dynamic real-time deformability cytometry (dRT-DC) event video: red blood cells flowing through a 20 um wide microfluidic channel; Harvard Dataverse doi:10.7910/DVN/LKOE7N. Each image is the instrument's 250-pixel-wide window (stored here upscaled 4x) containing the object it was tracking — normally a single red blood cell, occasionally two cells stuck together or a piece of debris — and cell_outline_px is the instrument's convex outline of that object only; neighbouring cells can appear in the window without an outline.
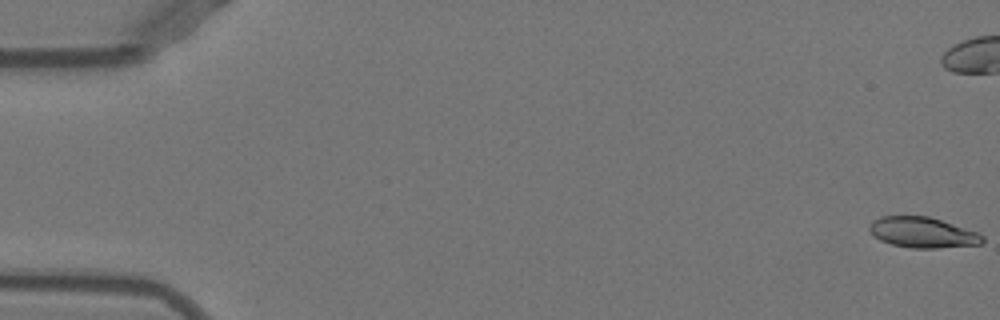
{"species": "Egyptian fruit bat (a non-hibernating species)", "species_latin": "Rousettus aegyptiacus", "temperature_condition": "warm", "stored_images_in_passage": 53, "camera_frame_rate_fps": 3000, "um_per_image_px": 0.085, "animal": {"sex": "female"}, "frame": {"image": 1, "passage_image": 1, "time_ms": 0.0, "image_size_px": [1000, 320], "cell_outline_px": [[984, 240], [980, 244], [936, 248], [912, 248], [892, 244], [880, 240], [872, 236], [868, 228], [872, 220], [880, 216], [928, 216], [980, 232], [984, 236]], "centroid_in_image_um": [78.41, 19.75], "position_along_channel_um": 6.6, "area_um2": 20.29}}
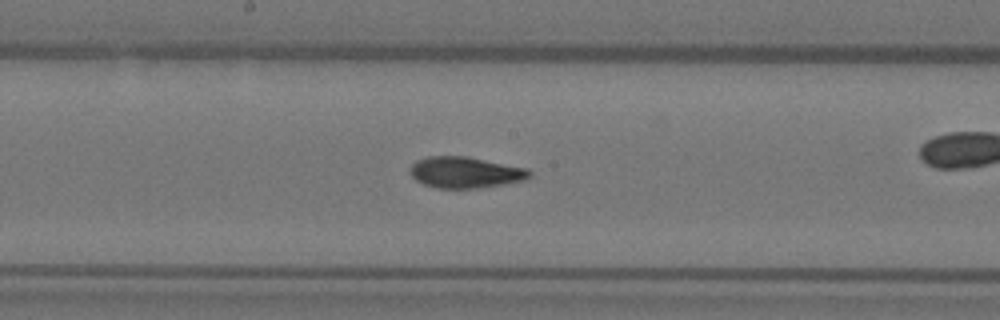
{"frame": {"image": 2, "passage_image": 28, "time_ms": 9.0, "image_size_px": [1000, 320], "cell_outline_px": [[532, 176], [524, 180], [504, 184], [476, 188], [436, 188], [424, 184], [416, 180], [408, 172], [412, 164], [416, 160], [428, 156], [468, 156], [528, 168], [532, 172]], "centroid_in_image_um": [39.56, 14.64], "position_along_channel_um": 208.6, "area_um2": 21.91}}
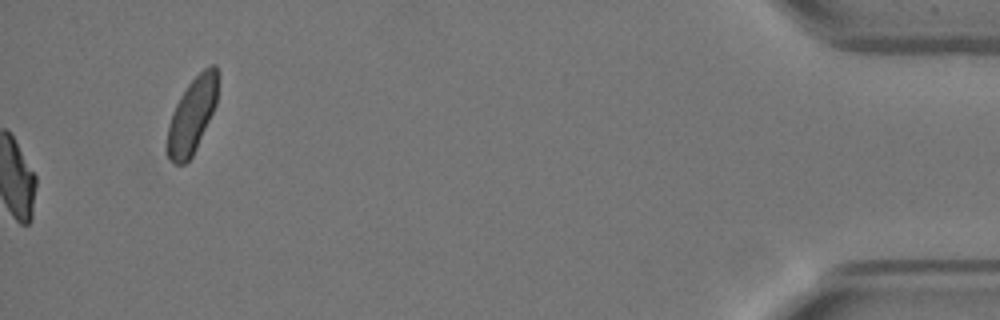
{"frame": {"image": 3, "passage_image": 53, "time_ms": 17.333, "image_size_px": [1000, 320], "cell_outline_px": [[216, 104], [196, 148], [192, 156], [184, 164], [176, 164], [164, 152], [164, 148], [168, 124], [172, 112], [180, 96], [188, 84], [204, 68], [212, 64], [216, 64]], "centroid_in_image_um": [16.26, 9.86], "position_along_channel_um": 418.9, "area_um2": 22.02}, "authors_computed_cell_mechanics": {"area_um2": 21.5016, "velocity_mm_per_s": 3.9413, "shape_relaxation_time_tau1_ms": 9.2726, "shape_relaxation_time_tau2_ms": 2.2284, "deformation_change_tau1": 0.2803, "deformation_change_tau2": 0.0742}}